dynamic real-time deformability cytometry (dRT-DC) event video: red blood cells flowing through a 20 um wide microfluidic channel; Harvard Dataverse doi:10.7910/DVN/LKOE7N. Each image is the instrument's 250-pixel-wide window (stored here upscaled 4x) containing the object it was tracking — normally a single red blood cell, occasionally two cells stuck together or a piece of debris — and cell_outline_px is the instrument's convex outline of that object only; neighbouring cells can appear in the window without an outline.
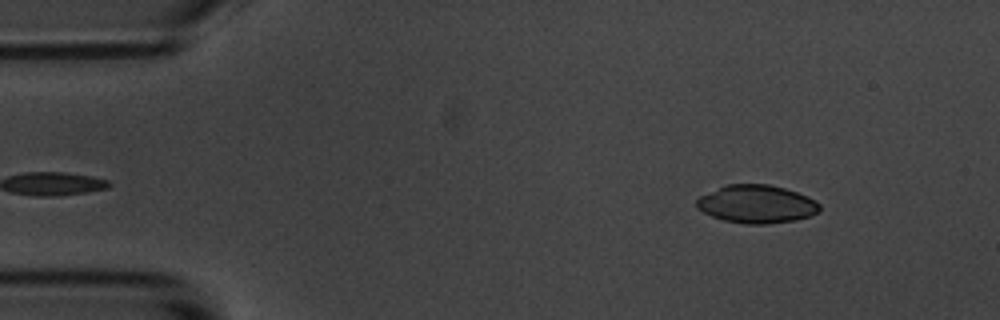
{"species": "common noctule bat (a hibernating species)", "species_latin": "Nyctalus noctula", "temperature_condition": "room temperature", "stored_images_in_passage": 5, "camera_frame_rate_fps": 3000, "um_per_image_px": 0.085, "animal": {"sex": "male", "body_mass_g": 20.1, "forearm_length_mm": 53.5}, "frame": {"image": 1, "passage_image": 5, "time_ms": 4.667, "image_size_px": [1000, 320], "cell_outline_px": [[820, 212], [812, 216], [796, 220], [768, 224], [744, 224], [724, 220], [712, 216], [696, 208], [696, 200], [700, 196], [724, 184], [768, 184], [784, 188], [808, 196], [816, 200], [820, 204]], "centroid_in_image_um": [64.33, 17.35], "position_along_channel_um": 20.7, "area_um2": 27.57}}